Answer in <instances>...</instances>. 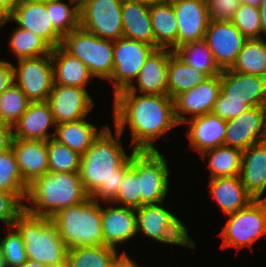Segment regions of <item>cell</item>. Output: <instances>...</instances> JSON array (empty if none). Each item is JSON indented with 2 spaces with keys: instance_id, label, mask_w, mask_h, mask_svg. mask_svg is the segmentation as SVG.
I'll return each instance as SVG.
<instances>
[{
  "instance_id": "cell-17",
  "label": "cell",
  "mask_w": 266,
  "mask_h": 267,
  "mask_svg": "<svg viewBox=\"0 0 266 267\" xmlns=\"http://www.w3.org/2000/svg\"><path fill=\"white\" fill-rule=\"evenodd\" d=\"M178 25L177 47L203 40L210 22L206 0H170Z\"/></svg>"
},
{
  "instance_id": "cell-18",
  "label": "cell",
  "mask_w": 266,
  "mask_h": 267,
  "mask_svg": "<svg viewBox=\"0 0 266 267\" xmlns=\"http://www.w3.org/2000/svg\"><path fill=\"white\" fill-rule=\"evenodd\" d=\"M220 91L221 74L210 77L200 85L178 95L174 99L178 124H184L188 119L184 116L185 113L191 114V118L211 113Z\"/></svg>"
},
{
  "instance_id": "cell-12",
  "label": "cell",
  "mask_w": 266,
  "mask_h": 267,
  "mask_svg": "<svg viewBox=\"0 0 266 267\" xmlns=\"http://www.w3.org/2000/svg\"><path fill=\"white\" fill-rule=\"evenodd\" d=\"M11 20L42 37L52 48L62 43L63 36L52 25L45 1L23 0L8 17L0 18V28Z\"/></svg>"
},
{
  "instance_id": "cell-55",
  "label": "cell",
  "mask_w": 266,
  "mask_h": 267,
  "mask_svg": "<svg viewBox=\"0 0 266 267\" xmlns=\"http://www.w3.org/2000/svg\"><path fill=\"white\" fill-rule=\"evenodd\" d=\"M241 2L250 6L258 7L260 5L261 0H241Z\"/></svg>"
},
{
  "instance_id": "cell-33",
  "label": "cell",
  "mask_w": 266,
  "mask_h": 267,
  "mask_svg": "<svg viewBox=\"0 0 266 267\" xmlns=\"http://www.w3.org/2000/svg\"><path fill=\"white\" fill-rule=\"evenodd\" d=\"M185 64L213 77L221 74L222 70L217 65L213 53L206 41L200 40L186 43L173 50Z\"/></svg>"
},
{
  "instance_id": "cell-44",
  "label": "cell",
  "mask_w": 266,
  "mask_h": 267,
  "mask_svg": "<svg viewBox=\"0 0 266 267\" xmlns=\"http://www.w3.org/2000/svg\"><path fill=\"white\" fill-rule=\"evenodd\" d=\"M158 242L181 245L190 249H195L196 246L195 241L189 237L186 226L174 214L164 225Z\"/></svg>"
},
{
  "instance_id": "cell-32",
  "label": "cell",
  "mask_w": 266,
  "mask_h": 267,
  "mask_svg": "<svg viewBox=\"0 0 266 267\" xmlns=\"http://www.w3.org/2000/svg\"><path fill=\"white\" fill-rule=\"evenodd\" d=\"M243 151L228 146H218L202 153V157L209 159L208 168L210 179L217 177L239 176Z\"/></svg>"
},
{
  "instance_id": "cell-36",
  "label": "cell",
  "mask_w": 266,
  "mask_h": 267,
  "mask_svg": "<svg viewBox=\"0 0 266 267\" xmlns=\"http://www.w3.org/2000/svg\"><path fill=\"white\" fill-rule=\"evenodd\" d=\"M163 203L143 205L136 211L137 232H142L149 238L158 241L164 225L173 213Z\"/></svg>"
},
{
  "instance_id": "cell-56",
  "label": "cell",
  "mask_w": 266,
  "mask_h": 267,
  "mask_svg": "<svg viewBox=\"0 0 266 267\" xmlns=\"http://www.w3.org/2000/svg\"><path fill=\"white\" fill-rule=\"evenodd\" d=\"M0 267H6L4 256H3V253L1 251V247H0Z\"/></svg>"
},
{
  "instance_id": "cell-20",
  "label": "cell",
  "mask_w": 266,
  "mask_h": 267,
  "mask_svg": "<svg viewBox=\"0 0 266 267\" xmlns=\"http://www.w3.org/2000/svg\"><path fill=\"white\" fill-rule=\"evenodd\" d=\"M52 125L56 126V123L48 102H31L13 126V139L48 141L54 136V133H48Z\"/></svg>"
},
{
  "instance_id": "cell-39",
  "label": "cell",
  "mask_w": 266,
  "mask_h": 267,
  "mask_svg": "<svg viewBox=\"0 0 266 267\" xmlns=\"http://www.w3.org/2000/svg\"><path fill=\"white\" fill-rule=\"evenodd\" d=\"M31 101L24 92L15 84H11L0 94V121L14 126Z\"/></svg>"
},
{
  "instance_id": "cell-25",
  "label": "cell",
  "mask_w": 266,
  "mask_h": 267,
  "mask_svg": "<svg viewBox=\"0 0 266 267\" xmlns=\"http://www.w3.org/2000/svg\"><path fill=\"white\" fill-rule=\"evenodd\" d=\"M209 183L212 197L226 215L237 212L254 200L245 189L240 176L211 178Z\"/></svg>"
},
{
  "instance_id": "cell-26",
  "label": "cell",
  "mask_w": 266,
  "mask_h": 267,
  "mask_svg": "<svg viewBox=\"0 0 266 267\" xmlns=\"http://www.w3.org/2000/svg\"><path fill=\"white\" fill-rule=\"evenodd\" d=\"M54 84L85 88L91 77L88 67L61 45L52 48Z\"/></svg>"
},
{
  "instance_id": "cell-28",
  "label": "cell",
  "mask_w": 266,
  "mask_h": 267,
  "mask_svg": "<svg viewBox=\"0 0 266 267\" xmlns=\"http://www.w3.org/2000/svg\"><path fill=\"white\" fill-rule=\"evenodd\" d=\"M155 48H177L178 25L172 2L166 0L150 6Z\"/></svg>"
},
{
  "instance_id": "cell-34",
  "label": "cell",
  "mask_w": 266,
  "mask_h": 267,
  "mask_svg": "<svg viewBox=\"0 0 266 267\" xmlns=\"http://www.w3.org/2000/svg\"><path fill=\"white\" fill-rule=\"evenodd\" d=\"M117 249L107 245L79 246L68 249L67 267H109Z\"/></svg>"
},
{
  "instance_id": "cell-46",
  "label": "cell",
  "mask_w": 266,
  "mask_h": 267,
  "mask_svg": "<svg viewBox=\"0 0 266 267\" xmlns=\"http://www.w3.org/2000/svg\"><path fill=\"white\" fill-rule=\"evenodd\" d=\"M210 20L231 22L241 0H206Z\"/></svg>"
},
{
  "instance_id": "cell-14",
  "label": "cell",
  "mask_w": 266,
  "mask_h": 267,
  "mask_svg": "<svg viewBox=\"0 0 266 267\" xmlns=\"http://www.w3.org/2000/svg\"><path fill=\"white\" fill-rule=\"evenodd\" d=\"M47 102L57 124L85 118L94 107L86 88L54 84Z\"/></svg>"
},
{
  "instance_id": "cell-51",
  "label": "cell",
  "mask_w": 266,
  "mask_h": 267,
  "mask_svg": "<svg viewBox=\"0 0 266 267\" xmlns=\"http://www.w3.org/2000/svg\"><path fill=\"white\" fill-rule=\"evenodd\" d=\"M23 0H0V18L8 17Z\"/></svg>"
},
{
  "instance_id": "cell-11",
  "label": "cell",
  "mask_w": 266,
  "mask_h": 267,
  "mask_svg": "<svg viewBox=\"0 0 266 267\" xmlns=\"http://www.w3.org/2000/svg\"><path fill=\"white\" fill-rule=\"evenodd\" d=\"M14 68V83L31 102L47 101L54 85L50 55L18 60Z\"/></svg>"
},
{
  "instance_id": "cell-47",
  "label": "cell",
  "mask_w": 266,
  "mask_h": 267,
  "mask_svg": "<svg viewBox=\"0 0 266 267\" xmlns=\"http://www.w3.org/2000/svg\"><path fill=\"white\" fill-rule=\"evenodd\" d=\"M249 108L244 102L224 101V94L220 91L211 113L221 119L229 120L241 115Z\"/></svg>"
},
{
  "instance_id": "cell-27",
  "label": "cell",
  "mask_w": 266,
  "mask_h": 267,
  "mask_svg": "<svg viewBox=\"0 0 266 267\" xmlns=\"http://www.w3.org/2000/svg\"><path fill=\"white\" fill-rule=\"evenodd\" d=\"M121 18L123 37L142 41L155 47L149 5L122 0Z\"/></svg>"
},
{
  "instance_id": "cell-30",
  "label": "cell",
  "mask_w": 266,
  "mask_h": 267,
  "mask_svg": "<svg viewBox=\"0 0 266 267\" xmlns=\"http://www.w3.org/2000/svg\"><path fill=\"white\" fill-rule=\"evenodd\" d=\"M210 78L207 74L185 64L174 53L169 57L167 86L168 95L174 100L178 95L190 90Z\"/></svg>"
},
{
  "instance_id": "cell-49",
  "label": "cell",
  "mask_w": 266,
  "mask_h": 267,
  "mask_svg": "<svg viewBox=\"0 0 266 267\" xmlns=\"http://www.w3.org/2000/svg\"><path fill=\"white\" fill-rule=\"evenodd\" d=\"M13 127L0 121V153L11 148Z\"/></svg>"
},
{
  "instance_id": "cell-21",
  "label": "cell",
  "mask_w": 266,
  "mask_h": 267,
  "mask_svg": "<svg viewBox=\"0 0 266 267\" xmlns=\"http://www.w3.org/2000/svg\"><path fill=\"white\" fill-rule=\"evenodd\" d=\"M190 119V120H189ZM187 119L189 131L186 132L190 148L199 153L224 145L227 120L213 113Z\"/></svg>"
},
{
  "instance_id": "cell-45",
  "label": "cell",
  "mask_w": 266,
  "mask_h": 267,
  "mask_svg": "<svg viewBox=\"0 0 266 267\" xmlns=\"http://www.w3.org/2000/svg\"><path fill=\"white\" fill-rule=\"evenodd\" d=\"M23 212L24 204L14 193L0 190V220L5 226L13 227Z\"/></svg>"
},
{
  "instance_id": "cell-52",
  "label": "cell",
  "mask_w": 266,
  "mask_h": 267,
  "mask_svg": "<svg viewBox=\"0 0 266 267\" xmlns=\"http://www.w3.org/2000/svg\"><path fill=\"white\" fill-rule=\"evenodd\" d=\"M261 33L263 32L266 35V0H261L260 5L258 6Z\"/></svg>"
},
{
  "instance_id": "cell-16",
  "label": "cell",
  "mask_w": 266,
  "mask_h": 267,
  "mask_svg": "<svg viewBox=\"0 0 266 267\" xmlns=\"http://www.w3.org/2000/svg\"><path fill=\"white\" fill-rule=\"evenodd\" d=\"M221 92L224 101L244 102L250 108L266 106V77L222 70Z\"/></svg>"
},
{
  "instance_id": "cell-31",
  "label": "cell",
  "mask_w": 266,
  "mask_h": 267,
  "mask_svg": "<svg viewBox=\"0 0 266 267\" xmlns=\"http://www.w3.org/2000/svg\"><path fill=\"white\" fill-rule=\"evenodd\" d=\"M230 70L266 77V40L247 39Z\"/></svg>"
},
{
  "instance_id": "cell-2",
  "label": "cell",
  "mask_w": 266,
  "mask_h": 267,
  "mask_svg": "<svg viewBox=\"0 0 266 267\" xmlns=\"http://www.w3.org/2000/svg\"><path fill=\"white\" fill-rule=\"evenodd\" d=\"M122 133L115 127V137L107 126L82 155L79 175L89 197L110 203L118 194L125 173L131 167V154L122 148ZM120 141V142H119ZM100 201H99V200Z\"/></svg>"
},
{
  "instance_id": "cell-24",
  "label": "cell",
  "mask_w": 266,
  "mask_h": 267,
  "mask_svg": "<svg viewBox=\"0 0 266 267\" xmlns=\"http://www.w3.org/2000/svg\"><path fill=\"white\" fill-rule=\"evenodd\" d=\"M239 176L254 199H262L266 190V140L243 151Z\"/></svg>"
},
{
  "instance_id": "cell-8",
  "label": "cell",
  "mask_w": 266,
  "mask_h": 267,
  "mask_svg": "<svg viewBox=\"0 0 266 267\" xmlns=\"http://www.w3.org/2000/svg\"><path fill=\"white\" fill-rule=\"evenodd\" d=\"M228 221L220 233L222 248L237 250L251 245L266 234V197L254 199L248 206L228 215Z\"/></svg>"
},
{
  "instance_id": "cell-19",
  "label": "cell",
  "mask_w": 266,
  "mask_h": 267,
  "mask_svg": "<svg viewBox=\"0 0 266 267\" xmlns=\"http://www.w3.org/2000/svg\"><path fill=\"white\" fill-rule=\"evenodd\" d=\"M174 52L168 48L155 49L147 58L136 78L137 87L132 84L120 92H137L154 95H168L167 72L169 57Z\"/></svg>"
},
{
  "instance_id": "cell-53",
  "label": "cell",
  "mask_w": 266,
  "mask_h": 267,
  "mask_svg": "<svg viewBox=\"0 0 266 267\" xmlns=\"http://www.w3.org/2000/svg\"><path fill=\"white\" fill-rule=\"evenodd\" d=\"M18 267H47V266L45 264L38 263L28 259L26 262H24L21 266Z\"/></svg>"
},
{
  "instance_id": "cell-3",
  "label": "cell",
  "mask_w": 266,
  "mask_h": 267,
  "mask_svg": "<svg viewBox=\"0 0 266 267\" xmlns=\"http://www.w3.org/2000/svg\"><path fill=\"white\" fill-rule=\"evenodd\" d=\"M86 193L79 172H50L28 184L24 211L38 217L52 218L60 210L84 202Z\"/></svg>"
},
{
  "instance_id": "cell-9",
  "label": "cell",
  "mask_w": 266,
  "mask_h": 267,
  "mask_svg": "<svg viewBox=\"0 0 266 267\" xmlns=\"http://www.w3.org/2000/svg\"><path fill=\"white\" fill-rule=\"evenodd\" d=\"M122 0H82L79 3L80 27L97 38L123 37Z\"/></svg>"
},
{
  "instance_id": "cell-50",
  "label": "cell",
  "mask_w": 266,
  "mask_h": 267,
  "mask_svg": "<svg viewBox=\"0 0 266 267\" xmlns=\"http://www.w3.org/2000/svg\"><path fill=\"white\" fill-rule=\"evenodd\" d=\"M109 267H139L124 251L116 255Z\"/></svg>"
},
{
  "instance_id": "cell-1",
  "label": "cell",
  "mask_w": 266,
  "mask_h": 267,
  "mask_svg": "<svg viewBox=\"0 0 266 267\" xmlns=\"http://www.w3.org/2000/svg\"><path fill=\"white\" fill-rule=\"evenodd\" d=\"M118 92L113 101L114 125L123 133L128 124L133 151H158L155 140L178 126L169 95Z\"/></svg>"
},
{
  "instance_id": "cell-38",
  "label": "cell",
  "mask_w": 266,
  "mask_h": 267,
  "mask_svg": "<svg viewBox=\"0 0 266 267\" xmlns=\"http://www.w3.org/2000/svg\"><path fill=\"white\" fill-rule=\"evenodd\" d=\"M68 2L66 4L62 0L45 1L52 25L62 36L80 26L79 2L77 0ZM71 5L74 6L71 8Z\"/></svg>"
},
{
  "instance_id": "cell-57",
  "label": "cell",
  "mask_w": 266,
  "mask_h": 267,
  "mask_svg": "<svg viewBox=\"0 0 266 267\" xmlns=\"http://www.w3.org/2000/svg\"><path fill=\"white\" fill-rule=\"evenodd\" d=\"M32 1H48V0H32Z\"/></svg>"
},
{
  "instance_id": "cell-5",
  "label": "cell",
  "mask_w": 266,
  "mask_h": 267,
  "mask_svg": "<svg viewBox=\"0 0 266 267\" xmlns=\"http://www.w3.org/2000/svg\"><path fill=\"white\" fill-rule=\"evenodd\" d=\"M102 206L88 197L84 202L56 213L51 220L68 249L104 245L101 224Z\"/></svg>"
},
{
  "instance_id": "cell-41",
  "label": "cell",
  "mask_w": 266,
  "mask_h": 267,
  "mask_svg": "<svg viewBox=\"0 0 266 267\" xmlns=\"http://www.w3.org/2000/svg\"><path fill=\"white\" fill-rule=\"evenodd\" d=\"M8 229L13 231L6 234L0 241L1 251L6 267H18L28 260L25 243L21 234L14 226Z\"/></svg>"
},
{
  "instance_id": "cell-23",
  "label": "cell",
  "mask_w": 266,
  "mask_h": 267,
  "mask_svg": "<svg viewBox=\"0 0 266 267\" xmlns=\"http://www.w3.org/2000/svg\"><path fill=\"white\" fill-rule=\"evenodd\" d=\"M11 149L27 184L49 171L47 141L13 139Z\"/></svg>"
},
{
  "instance_id": "cell-22",
  "label": "cell",
  "mask_w": 266,
  "mask_h": 267,
  "mask_svg": "<svg viewBox=\"0 0 266 267\" xmlns=\"http://www.w3.org/2000/svg\"><path fill=\"white\" fill-rule=\"evenodd\" d=\"M102 208L101 224L104 245L115 248L117 244L130 240L137 232L136 211L130 207Z\"/></svg>"
},
{
  "instance_id": "cell-42",
  "label": "cell",
  "mask_w": 266,
  "mask_h": 267,
  "mask_svg": "<svg viewBox=\"0 0 266 267\" xmlns=\"http://www.w3.org/2000/svg\"><path fill=\"white\" fill-rule=\"evenodd\" d=\"M231 22L247 39L262 38L258 7L241 2Z\"/></svg>"
},
{
  "instance_id": "cell-13",
  "label": "cell",
  "mask_w": 266,
  "mask_h": 267,
  "mask_svg": "<svg viewBox=\"0 0 266 267\" xmlns=\"http://www.w3.org/2000/svg\"><path fill=\"white\" fill-rule=\"evenodd\" d=\"M266 140V106L249 108L241 115L227 120L224 145L242 151Z\"/></svg>"
},
{
  "instance_id": "cell-35",
  "label": "cell",
  "mask_w": 266,
  "mask_h": 267,
  "mask_svg": "<svg viewBox=\"0 0 266 267\" xmlns=\"http://www.w3.org/2000/svg\"><path fill=\"white\" fill-rule=\"evenodd\" d=\"M10 35L9 46L17 60L51 55L52 47L32 31L18 27Z\"/></svg>"
},
{
  "instance_id": "cell-10",
  "label": "cell",
  "mask_w": 266,
  "mask_h": 267,
  "mask_svg": "<svg viewBox=\"0 0 266 267\" xmlns=\"http://www.w3.org/2000/svg\"><path fill=\"white\" fill-rule=\"evenodd\" d=\"M155 49L150 44L126 37L114 40L113 71L109 79L114 85L113 96L134 83L140 69Z\"/></svg>"
},
{
  "instance_id": "cell-37",
  "label": "cell",
  "mask_w": 266,
  "mask_h": 267,
  "mask_svg": "<svg viewBox=\"0 0 266 267\" xmlns=\"http://www.w3.org/2000/svg\"><path fill=\"white\" fill-rule=\"evenodd\" d=\"M27 189L13 150L0 153V190L14 193L22 201L26 199Z\"/></svg>"
},
{
  "instance_id": "cell-29",
  "label": "cell",
  "mask_w": 266,
  "mask_h": 267,
  "mask_svg": "<svg viewBox=\"0 0 266 267\" xmlns=\"http://www.w3.org/2000/svg\"><path fill=\"white\" fill-rule=\"evenodd\" d=\"M106 127L103 126L98 132V127L85 118L75 122H64L55 126L53 139L83 155Z\"/></svg>"
},
{
  "instance_id": "cell-4",
  "label": "cell",
  "mask_w": 266,
  "mask_h": 267,
  "mask_svg": "<svg viewBox=\"0 0 266 267\" xmlns=\"http://www.w3.org/2000/svg\"><path fill=\"white\" fill-rule=\"evenodd\" d=\"M14 228L23 238L29 260L47 267L67 266L68 248L50 218L30 215L24 211L15 221Z\"/></svg>"
},
{
  "instance_id": "cell-15",
  "label": "cell",
  "mask_w": 266,
  "mask_h": 267,
  "mask_svg": "<svg viewBox=\"0 0 266 267\" xmlns=\"http://www.w3.org/2000/svg\"><path fill=\"white\" fill-rule=\"evenodd\" d=\"M204 40L219 68L227 70L234 64L247 38L232 22L210 20Z\"/></svg>"
},
{
  "instance_id": "cell-40",
  "label": "cell",
  "mask_w": 266,
  "mask_h": 267,
  "mask_svg": "<svg viewBox=\"0 0 266 267\" xmlns=\"http://www.w3.org/2000/svg\"><path fill=\"white\" fill-rule=\"evenodd\" d=\"M50 172H79L82 155L51 138L47 141Z\"/></svg>"
},
{
  "instance_id": "cell-48",
  "label": "cell",
  "mask_w": 266,
  "mask_h": 267,
  "mask_svg": "<svg viewBox=\"0 0 266 267\" xmlns=\"http://www.w3.org/2000/svg\"><path fill=\"white\" fill-rule=\"evenodd\" d=\"M13 67L12 63L0 60V94L14 83Z\"/></svg>"
},
{
  "instance_id": "cell-54",
  "label": "cell",
  "mask_w": 266,
  "mask_h": 267,
  "mask_svg": "<svg viewBox=\"0 0 266 267\" xmlns=\"http://www.w3.org/2000/svg\"><path fill=\"white\" fill-rule=\"evenodd\" d=\"M129 1L138 2V3H142V4H146V5L151 6L153 4L162 3L166 0H129Z\"/></svg>"
},
{
  "instance_id": "cell-7",
  "label": "cell",
  "mask_w": 266,
  "mask_h": 267,
  "mask_svg": "<svg viewBox=\"0 0 266 267\" xmlns=\"http://www.w3.org/2000/svg\"><path fill=\"white\" fill-rule=\"evenodd\" d=\"M131 165L137 170L140 191V207L163 203L168 187L167 159L159 151H134Z\"/></svg>"
},
{
  "instance_id": "cell-43",
  "label": "cell",
  "mask_w": 266,
  "mask_h": 267,
  "mask_svg": "<svg viewBox=\"0 0 266 267\" xmlns=\"http://www.w3.org/2000/svg\"><path fill=\"white\" fill-rule=\"evenodd\" d=\"M111 203H121L124 204V207H130L133 209L140 208L138 175L137 170L132 165L125 173V177L120 184L118 194Z\"/></svg>"
},
{
  "instance_id": "cell-6",
  "label": "cell",
  "mask_w": 266,
  "mask_h": 267,
  "mask_svg": "<svg viewBox=\"0 0 266 267\" xmlns=\"http://www.w3.org/2000/svg\"><path fill=\"white\" fill-rule=\"evenodd\" d=\"M61 46L83 62L93 77L110 79L114 40L97 38L79 26L63 36Z\"/></svg>"
}]
</instances>
